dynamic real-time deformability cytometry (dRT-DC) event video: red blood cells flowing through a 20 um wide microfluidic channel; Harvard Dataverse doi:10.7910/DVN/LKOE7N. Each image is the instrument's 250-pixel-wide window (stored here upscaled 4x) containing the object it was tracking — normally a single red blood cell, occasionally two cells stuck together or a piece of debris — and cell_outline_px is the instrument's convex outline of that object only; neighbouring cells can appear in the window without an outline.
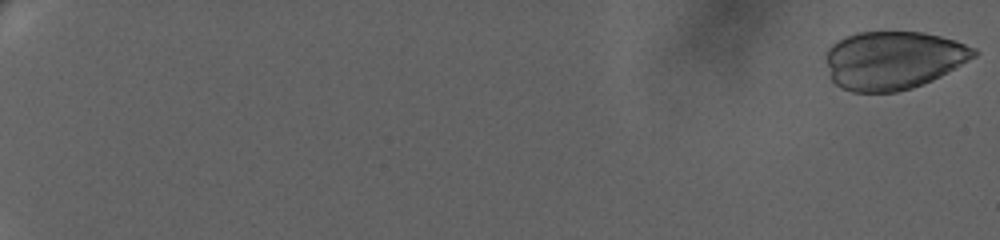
{"species": "human", "species_latin": "Homo sapiens", "temperature_condition": "warm", "stored_images_in_passage": 67, "camera_frame_rate_fps": 3000, "um_per_image_px": 0.085, "donor": {"sex": "female"}, "frame": {"image": 1, "passage_image": 1, "time_ms": 0.0, "image_size_px": [1000, 240], "cell_outline_px": [[980, 52], [976, 56], [940, 76], [932, 80], [912, 88], [896, 92], [852, 92], [840, 88], [832, 80], [824, 60], [824, 56], [828, 48], [832, 44], [856, 32], [924, 32], [956, 40], [976, 48]], "centroid_in_image_um": [75.91, 5.11], "position_along_channel_um": 9.1, "area_um2": 50.46}}
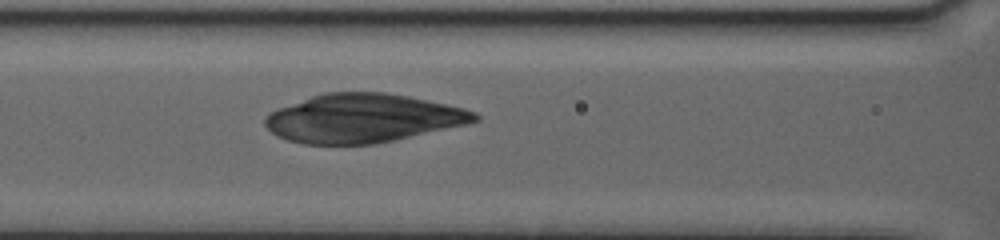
{"frame": {"image": 2, "passage_image": 35, "time_ms": 11.333, "image_size_px": [1000, 240], "cell_outline_px": [[480, 120], [464, 124], [392, 140], [372, 144], [304, 144], [288, 140], [276, 136], [264, 124], [264, 116], [268, 112], [276, 108], [324, 92], [384, 92], [408, 96], [464, 108], [476, 112], [480, 116]], "centroid_in_image_um": [30.78, 10.04], "position_along_channel_um": 135.8, "area_um2": 59.07}}
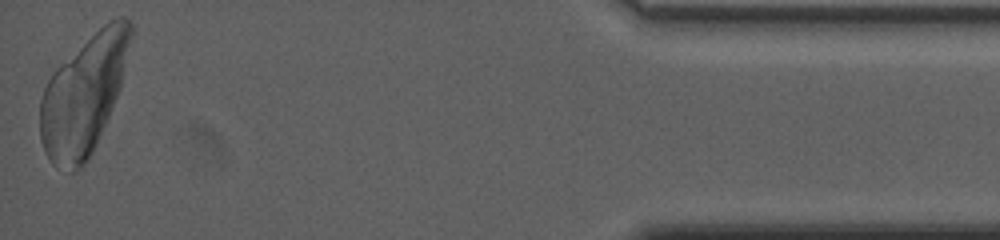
{"frame": {"image": 3, "passage_image": 67, "time_ms": 22.0, "image_size_px": [1000, 240], "cell_outline_px": [[132, 36], [120, 88], [96, 144], [88, 160], [76, 172], [72, 172], [56, 168], [52, 164], [44, 152], [40, 140], [40, 100], [44, 88], [48, 80], [56, 68], [60, 64], [108, 20], [116, 16], [124, 16], [132, 24]], "centroid_in_image_um": [7.1, 8.09], "position_along_channel_um": 428.1, "area_um2": 62.42}}